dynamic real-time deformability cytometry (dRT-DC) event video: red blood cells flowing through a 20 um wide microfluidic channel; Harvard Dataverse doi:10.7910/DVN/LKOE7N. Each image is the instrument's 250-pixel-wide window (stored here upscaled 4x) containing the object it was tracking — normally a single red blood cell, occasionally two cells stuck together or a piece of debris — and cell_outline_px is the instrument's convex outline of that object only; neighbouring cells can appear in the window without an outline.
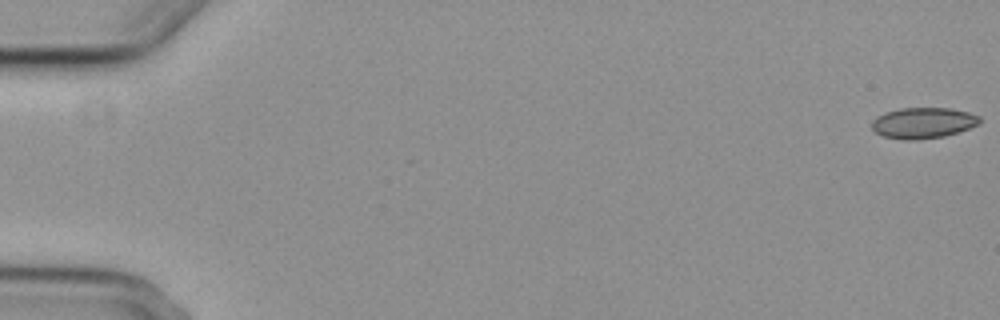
{"species": "common noctule bat (a hibernating species)", "species_latin": "Nyctalus noctula", "temperature_condition": "cold", "stored_images_in_passage": 6, "camera_frame_rate_fps": 3000, "um_per_image_px": 0.085, "animal": {"sex": "female", "body_mass_g": 29.2, "forearm_length_mm": 56.3}, "frame": {"image": 1, "passage_image": 1, "time_ms": 0.0, "image_size_px": [1000, 320], "cell_outline_px": [[980, 124], [944, 136], [916, 140], [904, 140], [884, 136], [876, 132], [872, 128], [872, 120], [876, 116], [900, 108], [952, 108], [968, 112], [980, 116]], "centroid_in_image_um": [78.47, 10.44], "position_along_channel_um": 6.5, "area_um2": 19.31}}
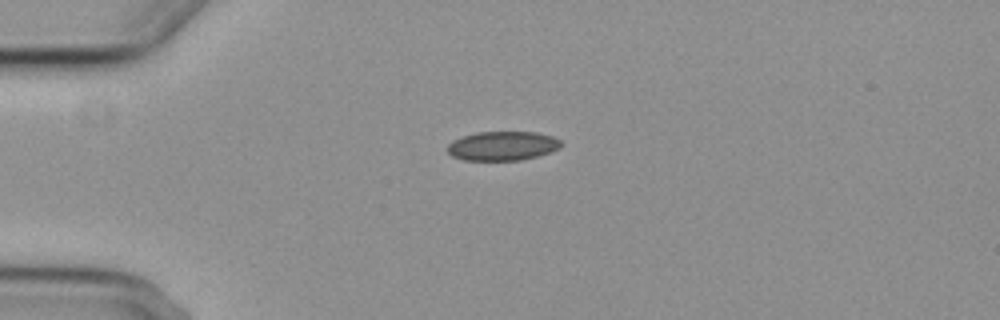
{"frame": {"image": 2, "passage_image": 5, "time_ms": 4.667, "image_size_px": [1000, 320], "cell_outline_px": [[564, 144], [560, 148], [552, 152], [520, 160], [464, 160], [452, 156], [448, 152], [448, 144], [452, 140], [476, 132], [536, 132], [552, 136], [560, 140]], "centroid_in_image_um": [42.74, 12.4], "position_along_channel_um": 42.3, "area_um2": 19.36}}